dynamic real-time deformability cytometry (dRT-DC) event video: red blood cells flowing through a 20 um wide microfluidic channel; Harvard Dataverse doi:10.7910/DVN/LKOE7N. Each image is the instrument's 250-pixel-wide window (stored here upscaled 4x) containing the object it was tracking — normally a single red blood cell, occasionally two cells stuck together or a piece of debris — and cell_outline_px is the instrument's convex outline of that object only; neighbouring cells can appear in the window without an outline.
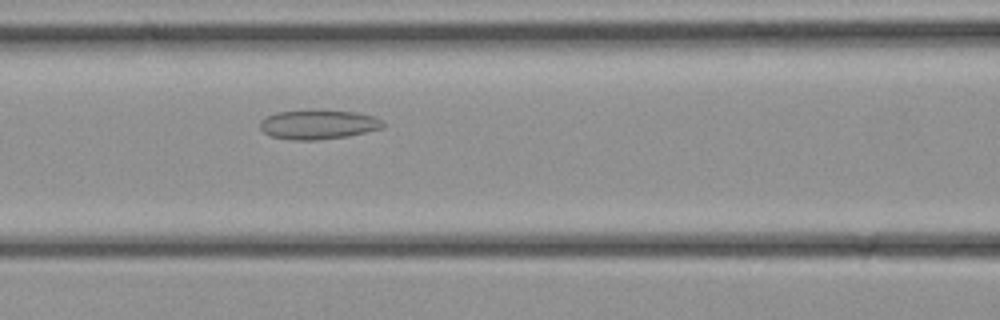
{"species": "common noctule bat (a hibernating species)", "species_latin": "Nyctalus noctula", "temperature_condition": "cold", "stored_images_in_passage": 28, "camera_frame_rate_fps": 3000, "um_per_image_px": 0.085, "animal": {"sex": "female", "body_mass_g": 21.9}, "frame": {"image": 1, "passage_image": 9, "time_ms": 2.667, "image_size_px": [1000, 320], "cell_outline_px": [[388, 124], [384, 128], [348, 136], [316, 140], [288, 140], [268, 136], [260, 128], [260, 120], [276, 112], [320, 108], [356, 112], [372, 116]], "centroid_in_image_um": [27.05, 10.56], "position_along_channel_um": 139.6, "area_um2": 21.73}}
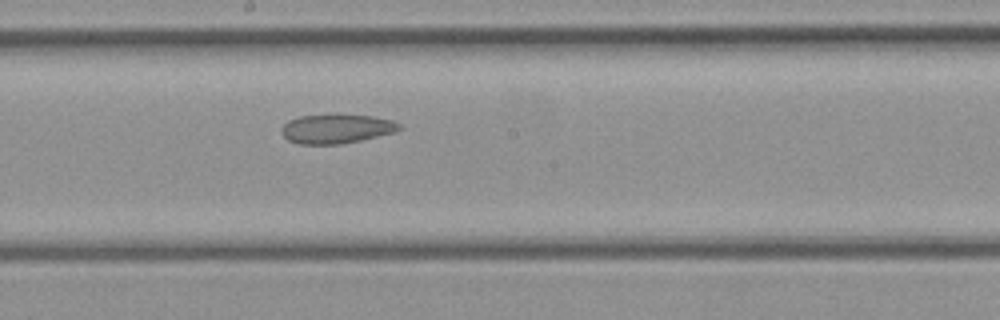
{"frame": {"image": 2, "passage_image": 13, "time_ms": 4.0, "image_size_px": [1000, 320], "cell_outline_px": [[404, 128], [396, 132], [360, 140], [340, 144], [300, 144], [288, 140], [280, 132], [280, 128], [288, 120], [300, 116], [372, 116], [392, 120], [400, 124]], "centroid_in_image_um": [28.6, 10.97], "position_along_channel_um": 219.6, "area_um2": 19.71}}
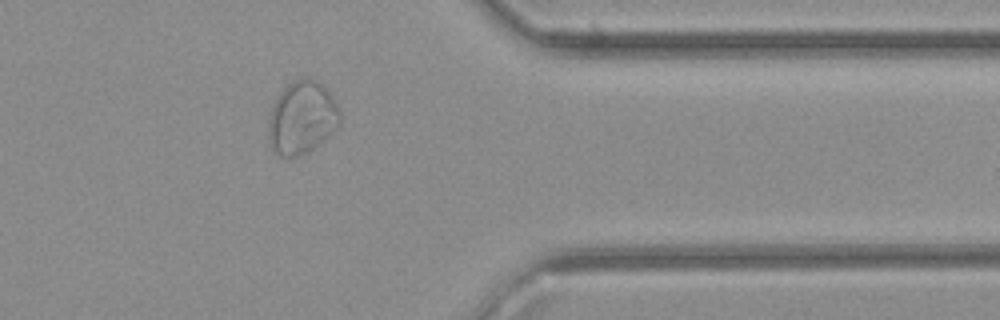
{"frame": {"image": 3, "passage_image": 22, "time_ms": 7.0, "image_size_px": [1000, 320], "cell_outline_px": [[340, 120], [332, 132], [328, 136], [308, 152], [300, 156], [276, 156], [268, 140], [268, 116], [280, 92], [288, 84], [304, 76], [308, 76], [316, 80], [332, 96], [340, 112]], "centroid_in_image_um": [25.63, 10.01], "position_along_channel_um": 385.8, "area_um2": 30.23}}